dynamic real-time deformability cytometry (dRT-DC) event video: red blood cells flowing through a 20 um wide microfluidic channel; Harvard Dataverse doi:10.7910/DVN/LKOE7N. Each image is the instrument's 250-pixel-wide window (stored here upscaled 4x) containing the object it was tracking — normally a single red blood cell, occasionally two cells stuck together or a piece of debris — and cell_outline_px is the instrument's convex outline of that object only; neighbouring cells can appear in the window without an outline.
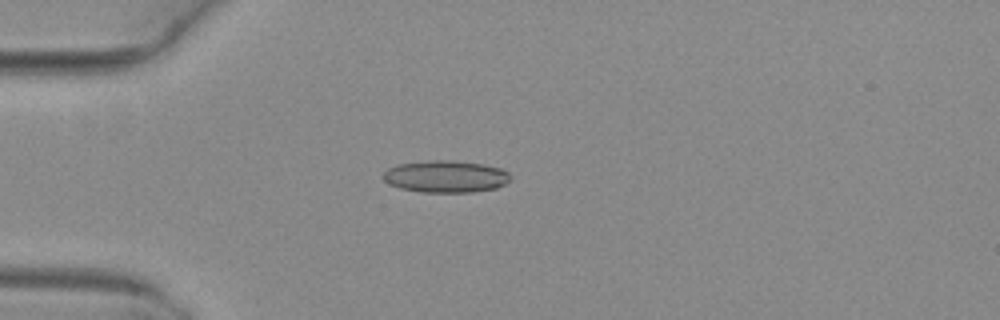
{"species": "common noctule bat (a hibernating species)", "species_latin": "Nyctalus noctula", "temperature_condition": "warm", "stored_images_in_passage": 46, "camera_frame_rate_fps": 3000, "um_per_image_px": 0.085, "animal": {"sex": "female", "body_mass_g": 29.2, "forearm_length_mm": 56.3}, "frame": {"image": 1, "passage_image": 9, "time_ms": 2.667, "image_size_px": [1000, 320], "cell_outline_px": [[512, 180], [496, 188], [472, 192], [420, 192], [400, 188], [388, 184], [384, 180], [384, 172], [388, 168], [400, 164], [432, 160], [452, 160], [484, 164], [500, 168], [508, 172], [512, 176]], "centroid_in_image_um": [37.92, 15.0], "position_along_channel_um": 47.1, "area_um2": 23.81}}
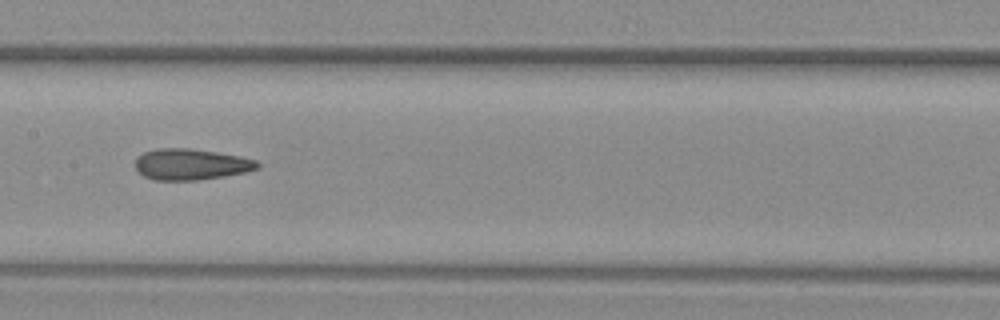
{"frame": {"image": 2, "passage_image": 21, "time_ms": 6.667, "image_size_px": [1000, 320], "cell_outline_px": [[260, 168], [244, 172], [224, 176], [196, 180], [152, 180], [136, 172], [136, 156], [144, 152], [156, 148], [188, 148], [216, 152], [240, 156], [256, 160], [260, 164]], "centroid_in_image_um": [16.2, 13.97], "position_along_channel_um": 191.2, "area_um2": 22.25}}
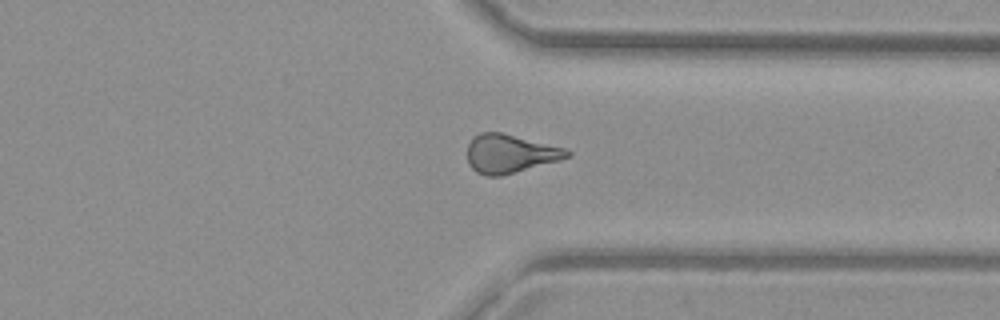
{"frame": {"image": 3, "passage_image": 34, "time_ms": 11.0, "image_size_px": [1000, 320], "cell_outline_px": [[572, 156], [560, 160], [500, 176], [484, 176], [476, 172], [468, 164], [468, 144], [472, 136], [480, 132], [500, 132], [568, 148], [572, 152]], "centroid_in_image_um": [43.36, 13.05], "position_along_channel_um": 368.0, "area_um2": 22.66}, "authors_computed_cell_mechanics": {"area_um2": 22.1663, "velocity_mm_per_s": 4.0951, "shape_relaxation_time_tau1_ms": null, "shape_relaxation_time_tau2_ms": 2.2184, "deformation_change_tau1": null, "deformation_change_tau2": 0.0981}}